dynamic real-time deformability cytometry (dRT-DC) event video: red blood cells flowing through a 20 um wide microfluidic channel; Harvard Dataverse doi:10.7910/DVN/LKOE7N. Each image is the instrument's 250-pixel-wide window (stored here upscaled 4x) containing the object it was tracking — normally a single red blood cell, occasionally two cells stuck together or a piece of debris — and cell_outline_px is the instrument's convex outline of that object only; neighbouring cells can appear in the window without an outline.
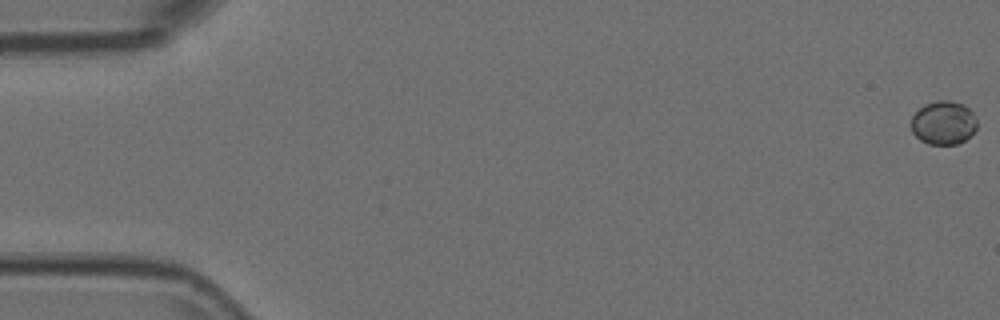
{"species": "Egyptian fruit bat (a non-hibernating species)", "species_latin": "Rousettus aegyptiacus", "temperature_condition": "room temperature", "stored_images_in_passage": 56, "camera_frame_rate_fps": 3000, "um_per_image_px": 0.085, "animal": {"sex": "female"}, "frame": {"image": 1, "passage_image": 1, "time_ms": 0.0, "image_size_px": [1000, 320], "cell_outline_px": [[976, 128], [964, 140], [956, 144], [928, 144], [920, 140], [912, 132], [912, 116], [924, 104], [936, 100], [948, 100], [964, 104], [972, 112], [976, 120]], "centroid_in_image_um": [80.18, 10.42], "position_along_channel_um": 4.8, "area_um2": 16.59}}
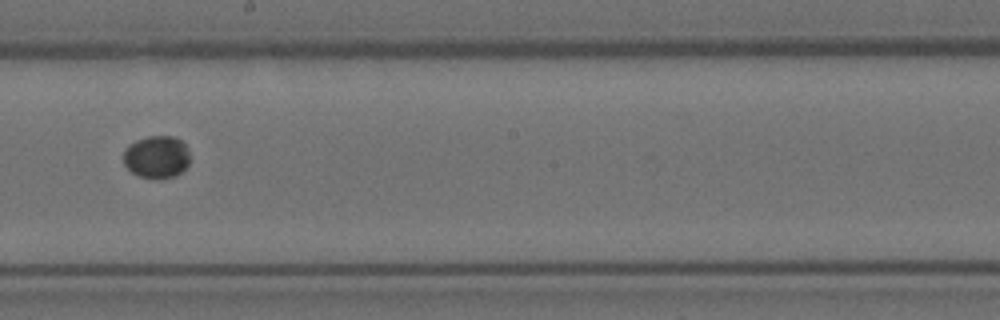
{"frame": {"image": 2, "passage_image": 32, "time_ms": 10.333, "image_size_px": [1000, 320], "cell_outline_px": [[188, 164], [180, 172], [172, 176], [160, 180], [156, 180], [140, 176], [132, 172], [124, 164], [124, 148], [128, 144], [136, 140], [148, 136], [172, 136], [180, 140], [188, 148]], "centroid_in_image_um": [13.28, 13.34], "position_along_channel_um": 234.9, "area_um2": 16.47}}
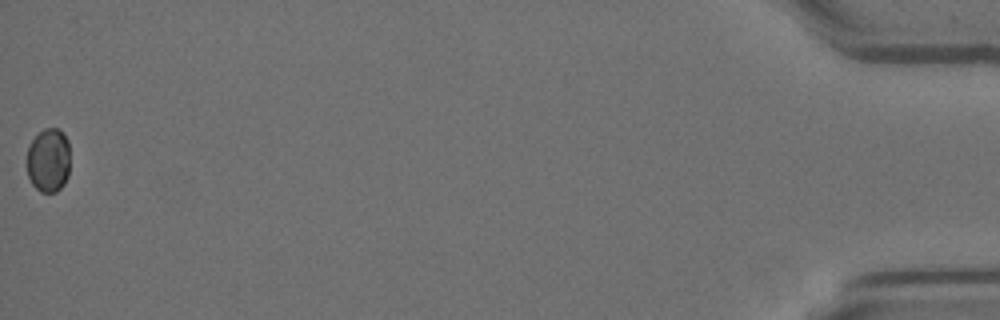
{"frame": {"image": 3, "passage_image": 56, "time_ms": 18.333, "image_size_px": [1000, 320], "cell_outline_px": [[68, 176], [64, 184], [56, 192], [40, 192], [32, 184], [28, 176], [28, 144], [44, 128], [56, 128], [68, 140]], "centroid_in_image_um": [4.11, 13.64], "position_along_channel_um": 431.1, "area_um2": 15.9}}